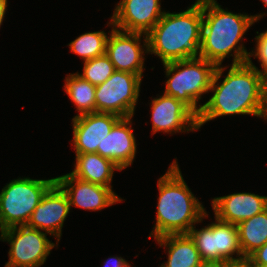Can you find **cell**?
<instances>
[{"mask_svg":"<svg viewBox=\"0 0 267 267\" xmlns=\"http://www.w3.org/2000/svg\"><path fill=\"white\" fill-rule=\"evenodd\" d=\"M240 248L245 259L267 242V209L237 225Z\"/></svg>","mask_w":267,"mask_h":267,"instance_id":"20","label":"cell"},{"mask_svg":"<svg viewBox=\"0 0 267 267\" xmlns=\"http://www.w3.org/2000/svg\"><path fill=\"white\" fill-rule=\"evenodd\" d=\"M194 241L204 262L226 263L245 260L240 248L238 229L235 224L218 220L187 233ZM236 257H234V256Z\"/></svg>","mask_w":267,"mask_h":267,"instance_id":"7","label":"cell"},{"mask_svg":"<svg viewBox=\"0 0 267 267\" xmlns=\"http://www.w3.org/2000/svg\"><path fill=\"white\" fill-rule=\"evenodd\" d=\"M8 0H0V27L3 23L7 8H8Z\"/></svg>","mask_w":267,"mask_h":267,"instance_id":"28","label":"cell"},{"mask_svg":"<svg viewBox=\"0 0 267 267\" xmlns=\"http://www.w3.org/2000/svg\"><path fill=\"white\" fill-rule=\"evenodd\" d=\"M161 0H121L111 17L115 28L148 34L163 16Z\"/></svg>","mask_w":267,"mask_h":267,"instance_id":"14","label":"cell"},{"mask_svg":"<svg viewBox=\"0 0 267 267\" xmlns=\"http://www.w3.org/2000/svg\"><path fill=\"white\" fill-rule=\"evenodd\" d=\"M247 260L253 267H267V242L253 252Z\"/></svg>","mask_w":267,"mask_h":267,"instance_id":"25","label":"cell"},{"mask_svg":"<svg viewBox=\"0 0 267 267\" xmlns=\"http://www.w3.org/2000/svg\"><path fill=\"white\" fill-rule=\"evenodd\" d=\"M83 63V72H77L78 75L95 86L104 83L115 72L114 65L106 54Z\"/></svg>","mask_w":267,"mask_h":267,"instance_id":"23","label":"cell"},{"mask_svg":"<svg viewBox=\"0 0 267 267\" xmlns=\"http://www.w3.org/2000/svg\"><path fill=\"white\" fill-rule=\"evenodd\" d=\"M107 26L112 29L108 31L110 36H108L106 43V55L113 63L115 70L143 77L144 56L148 54L147 35L119 30L114 27L112 19L107 23ZM142 38L144 40L141 45Z\"/></svg>","mask_w":267,"mask_h":267,"instance_id":"10","label":"cell"},{"mask_svg":"<svg viewBox=\"0 0 267 267\" xmlns=\"http://www.w3.org/2000/svg\"><path fill=\"white\" fill-rule=\"evenodd\" d=\"M55 182L67 194L70 207L88 211H101L122 202L112 188L93 184L74 177L71 173L55 177Z\"/></svg>","mask_w":267,"mask_h":267,"instance_id":"13","label":"cell"},{"mask_svg":"<svg viewBox=\"0 0 267 267\" xmlns=\"http://www.w3.org/2000/svg\"><path fill=\"white\" fill-rule=\"evenodd\" d=\"M107 39L108 35L105 31L86 32L67 46L73 54L78 55L85 62L106 54Z\"/></svg>","mask_w":267,"mask_h":267,"instance_id":"22","label":"cell"},{"mask_svg":"<svg viewBox=\"0 0 267 267\" xmlns=\"http://www.w3.org/2000/svg\"><path fill=\"white\" fill-rule=\"evenodd\" d=\"M104 263V267H131V264L121 256L110 257Z\"/></svg>","mask_w":267,"mask_h":267,"instance_id":"26","label":"cell"},{"mask_svg":"<svg viewBox=\"0 0 267 267\" xmlns=\"http://www.w3.org/2000/svg\"><path fill=\"white\" fill-rule=\"evenodd\" d=\"M267 7V0H260Z\"/></svg>","mask_w":267,"mask_h":267,"instance_id":"30","label":"cell"},{"mask_svg":"<svg viewBox=\"0 0 267 267\" xmlns=\"http://www.w3.org/2000/svg\"><path fill=\"white\" fill-rule=\"evenodd\" d=\"M152 134L199 130L198 116L183 102L163 93L151 101Z\"/></svg>","mask_w":267,"mask_h":267,"instance_id":"11","label":"cell"},{"mask_svg":"<svg viewBox=\"0 0 267 267\" xmlns=\"http://www.w3.org/2000/svg\"><path fill=\"white\" fill-rule=\"evenodd\" d=\"M133 130L132 116L121 117L113 125L102 142V149H97V153L110 159L121 171L131 166L137 153Z\"/></svg>","mask_w":267,"mask_h":267,"instance_id":"17","label":"cell"},{"mask_svg":"<svg viewBox=\"0 0 267 267\" xmlns=\"http://www.w3.org/2000/svg\"><path fill=\"white\" fill-rule=\"evenodd\" d=\"M70 209L67 194L55 182L41 198L26 226L48 233L59 243Z\"/></svg>","mask_w":267,"mask_h":267,"instance_id":"12","label":"cell"},{"mask_svg":"<svg viewBox=\"0 0 267 267\" xmlns=\"http://www.w3.org/2000/svg\"><path fill=\"white\" fill-rule=\"evenodd\" d=\"M202 20V0L179 13L165 11L147 34L148 53L163 64L199 57Z\"/></svg>","mask_w":267,"mask_h":267,"instance_id":"4","label":"cell"},{"mask_svg":"<svg viewBox=\"0 0 267 267\" xmlns=\"http://www.w3.org/2000/svg\"><path fill=\"white\" fill-rule=\"evenodd\" d=\"M74 177L93 184L112 188L114 171H121L110 159L98 153H75Z\"/></svg>","mask_w":267,"mask_h":267,"instance_id":"19","label":"cell"},{"mask_svg":"<svg viewBox=\"0 0 267 267\" xmlns=\"http://www.w3.org/2000/svg\"><path fill=\"white\" fill-rule=\"evenodd\" d=\"M201 267H224V263L204 262Z\"/></svg>","mask_w":267,"mask_h":267,"instance_id":"29","label":"cell"},{"mask_svg":"<svg viewBox=\"0 0 267 267\" xmlns=\"http://www.w3.org/2000/svg\"><path fill=\"white\" fill-rule=\"evenodd\" d=\"M157 186L156 223L148 238L187 234L195 224L208 217L204 206L185 182L176 158L158 179Z\"/></svg>","mask_w":267,"mask_h":267,"instance_id":"3","label":"cell"},{"mask_svg":"<svg viewBox=\"0 0 267 267\" xmlns=\"http://www.w3.org/2000/svg\"><path fill=\"white\" fill-rule=\"evenodd\" d=\"M218 65L215 69L206 101L198 115L199 129L208 121L228 115H252L267 120V79L249 62ZM221 83H220V82Z\"/></svg>","mask_w":267,"mask_h":267,"instance_id":"1","label":"cell"},{"mask_svg":"<svg viewBox=\"0 0 267 267\" xmlns=\"http://www.w3.org/2000/svg\"><path fill=\"white\" fill-rule=\"evenodd\" d=\"M142 77L116 71L96 86V112L113 113L120 117L134 116L140 96Z\"/></svg>","mask_w":267,"mask_h":267,"instance_id":"9","label":"cell"},{"mask_svg":"<svg viewBox=\"0 0 267 267\" xmlns=\"http://www.w3.org/2000/svg\"><path fill=\"white\" fill-rule=\"evenodd\" d=\"M202 13L199 57L216 66L229 56L233 57L232 64L248 62L250 52L242 43L243 36L266 13H233L223 9L216 0H202Z\"/></svg>","mask_w":267,"mask_h":267,"instance_id":"2","label":"cell"},{"mask_svg":"<svg viewBox=\"0 0 267 267\" xmlns=\"http://www.w3.org/2000/svg\"><path fill=\"white\" fill-rule=\"evenodd\" d=\"M64 90L79 112L75 116L96 112V86L83 79L77 72L67 74Z\"/></svg>","mask_w":267,"mask_h":267,"instance_id":"21","label":"cell"},{"mask_svg":"<svg viewBox=\"0 0 267 267\" xmlns=\"http://www.w3.org/2000/svg\"><path fill=\"white\" fill-rule=\"evenodd\" d=\"M121 117L113 113L92 112L72 118L75 153H97L113 125Z\"/></svg>","mask_w":267,"mask_h":267,"instance_id":"15","label":"cell"},{"mask_svg":"<svg viewBox=\"0 0 267 267\" xmlns=\"http://www.w3.org/2000/svg\"><path fill=\"white\" fill-rule=\"evenodd\" d=\"M165 247L167 261L159 267H201V259L194 241L188 234H168L155 239Z\"/></svg>","mask_w":267,"mask_h":267,"instance_id":"18","label":"cell"},{"mask_svg":"<svg viewBox=\"0 0 267 267\" xmlns=\"http://www.w3.org/2000/svg\"><path fill=\"white\" fill-rule=\"evenodd\" d=\"M211 205L218 220L237 225L267 209V196L239 192L215 197Z\"/></svg>","mask_w":267,"mask_h":267,"instance_id":"16","label":"cell"},{"mask_svg":"<svg viewBox=\"0 0 267 267\" xmlns=\"http://www.w3.org/2000/svg\"><path fill=\"white\" fill-rule=\"evenodd\" d=\"M55 178L32 179L19 177L6 184L0 193V232L26 225Z\"/></svg>","mask_w":267,"mask_h":267,"instance_id":"6","label":"cell"},{"mask_svg":"<svg viewBox=\"0 0 267 267\" xmlns=\"http://www.w3.org/2000/svg\"><path fill=\"white\" fill-rule=\"evenodd\" d=\"M166 80L164 94L186 104L197 116L201 112L200 99L209 92L216 69L213 62L193 57L163 64Z\"/></svg>","mask_w":267,"mask_h":267,"instance_id":"5","label":"cell"},{"mask_svg":"<svg viewBox=\"0 0 267 267\" xmlns=\"http://www.w3.org/2000/svg\"><path fill=\"white\" fill-rule=\"evenodd\" d=\"M258 36H255V50L250 51L249 60L248 62L255 67L266 79H267V29L259 33L256 32ZM258 58V61L261 64V69L255 66L252 62L251 57Z\"/></svg>","mask_w":267,"mask_h":267,"instance_id":"24","label":"cell"},{"mask_svg":"<svg viewBox=\"0 0 267 267\" xmlns=\"http://www.w3.org/2000/svg\"><path fill=\"white\" fill-rule=\"evenodd\" d=\"M0 233V240L10 245L5 267H40L54 246L59 245L47 238L48 233L26 225L7 228Z\"/></svg>","mask_w":267,"mask_h":267,"instance_id":"8","label":"cell"},{"mask_svg":"<svg viewBox=\"0 0 267 267\" xmlns=\"http://www.w3.org/2000/svg\"><path fill=\"white\" fill-rule=\"evenodd\" d=\"M224 267H253L252 264L247 260H242L238 262H226Z\"/></svg>","mask_w":267,"mask_h":267,"instance_id":"27","label":"cell"}]
</instances>
